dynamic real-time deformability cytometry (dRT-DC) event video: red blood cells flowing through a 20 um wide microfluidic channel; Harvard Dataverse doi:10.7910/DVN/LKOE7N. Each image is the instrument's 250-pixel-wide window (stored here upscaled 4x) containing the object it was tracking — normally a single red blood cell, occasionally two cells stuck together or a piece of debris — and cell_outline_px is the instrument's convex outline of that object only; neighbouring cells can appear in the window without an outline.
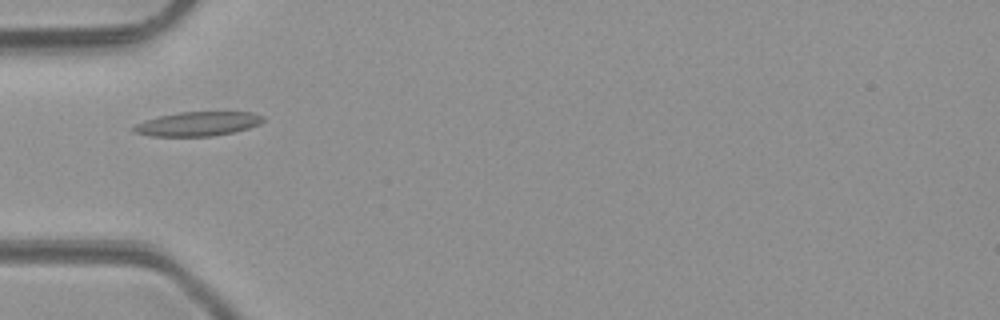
{"species": "common noctule bat (a hibernating species)", "species_latin": "Nyctalus noctula", "temperature_condition": "room temperature", "stored_images_in_passage": 3, "camera_frame_rate_fps": 3000, "um_per_image_px": 0.085, "animal": {"sex": "male", "body_mass_g": 23.1, "forearm_length_mm": 52.7}, "frame": {"image": 1, "passage_image": 3, "time_ms": 2.0, "image_size_px": [1000, 320], "cell_outline_px": [[264, 120], [260, 124], [248, 128], [232, 132], [212, 136], [152, 136], [136, 132], [132, 128], [136, 124], [160, 116], [180, 112], [252, 112], [264, 116]], "centroid_in_image_um": [16.87, 10.52], "position_along_channel_um": 68.1, "area_um2": 17.98}}